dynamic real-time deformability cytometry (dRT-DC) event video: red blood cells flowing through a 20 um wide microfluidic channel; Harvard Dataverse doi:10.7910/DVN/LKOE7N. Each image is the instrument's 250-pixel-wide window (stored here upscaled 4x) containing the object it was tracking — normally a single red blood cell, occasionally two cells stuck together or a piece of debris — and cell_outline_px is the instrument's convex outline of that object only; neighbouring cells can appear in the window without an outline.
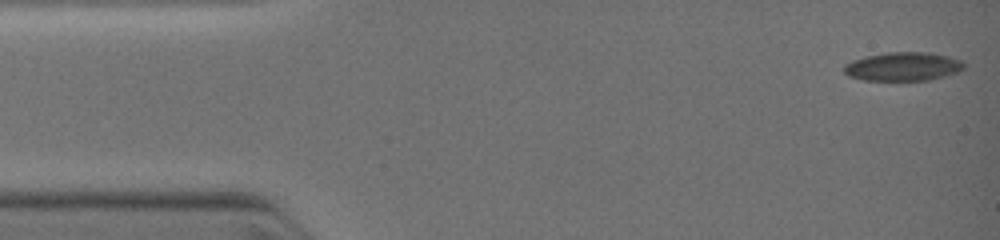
{"species": "common noctule bat (a hibernating species)", "species_latin": "Nyctalus noctula", "temperature_condition": "warm", "stored_images_in_passage": 6, "camera_frame_rate_fps": 3000, "um_per_image_px": 0.085, "animal": {"sex": "female", "body_mass_g": 19.0, "forearm_length_mm": 51.5}, "frame": {"image": 1, "passage_image": 1, "time_ms": 0.0, "image_size_px": [1000, 240], "cell_outline_px": [[964, 68], [956, 72], [944, 76], [928, 80], [864, 80], [848, 76], [844, 72], [844, 64], [852, 60], [868, 56], [888, 52], [928, 52], [948, 56], [960, 60], [964, 64]], "centroid_in_image_um": [76.73, 5.65], "position_along_channel_um": 8.3, "area_um2": 19.88}}
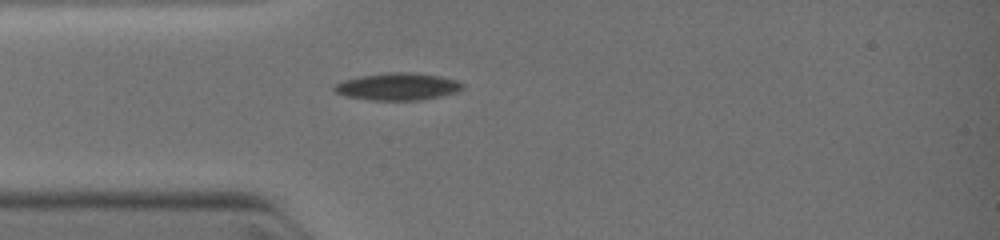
{"frame": {"image": 2, "passage_image": 6, "time_ms": 3.0, "image_size_px": [1000, 240], "cell_outline_px": [[464, 88], [456, 92], [440, 96], [420, 100], [372, 100], [344, 96], [336, 92], [332, 88], [336, 84], [344, 80], [360, 76], [388, 72], [416, 72], [440, 76], [456, 80], [464, 84]], "centroid_in_image_um": [33.81, 7.35], "position_along_channel_um": 51.2, "area_um2": 20.4}}